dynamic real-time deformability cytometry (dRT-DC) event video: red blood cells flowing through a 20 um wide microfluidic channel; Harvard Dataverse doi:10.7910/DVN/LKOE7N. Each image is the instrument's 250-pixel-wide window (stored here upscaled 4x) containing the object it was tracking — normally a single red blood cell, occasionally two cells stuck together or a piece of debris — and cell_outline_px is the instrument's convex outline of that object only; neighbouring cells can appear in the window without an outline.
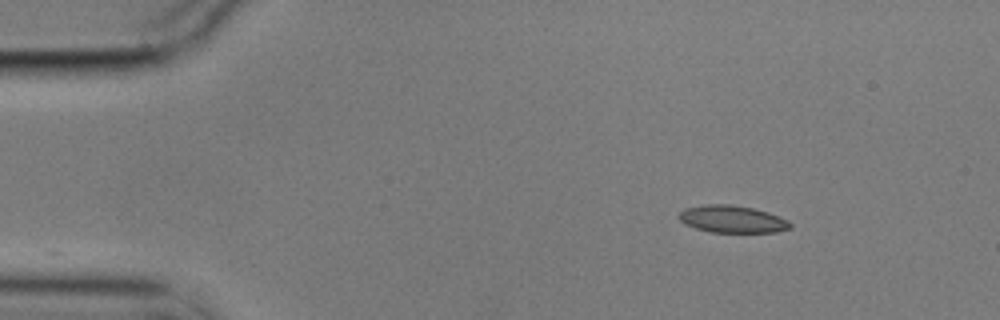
{"species": "common noctule bat (a hibernating species)", "species_latin": "Nyctalus noctula", "temperature_condition": "cold", "stored_images_in_passage": 9, "camera_frame_rate_fps": 3000, "um_per_image_px": 0.085, "animal": {"sex": "male", "body_mass_g": 17.9}, "frame": {"image": 1, "passage_image": 1, "time_ms": 0.0, "image_size_px": [1000, 320], "cell_outline_px": [[792, 228], [776, 232], [712, 232], [696, 228], [684, 224], [676, 216], [684, 208], [708, 204], [732, 204], [752, 208], [768, 212], [780, 216], [788, 220], [792, 224]], "centroid_in_image_um": [62.24, 18.62], "position_along_channel_um": 22.8, "area_um2": 17.8}}